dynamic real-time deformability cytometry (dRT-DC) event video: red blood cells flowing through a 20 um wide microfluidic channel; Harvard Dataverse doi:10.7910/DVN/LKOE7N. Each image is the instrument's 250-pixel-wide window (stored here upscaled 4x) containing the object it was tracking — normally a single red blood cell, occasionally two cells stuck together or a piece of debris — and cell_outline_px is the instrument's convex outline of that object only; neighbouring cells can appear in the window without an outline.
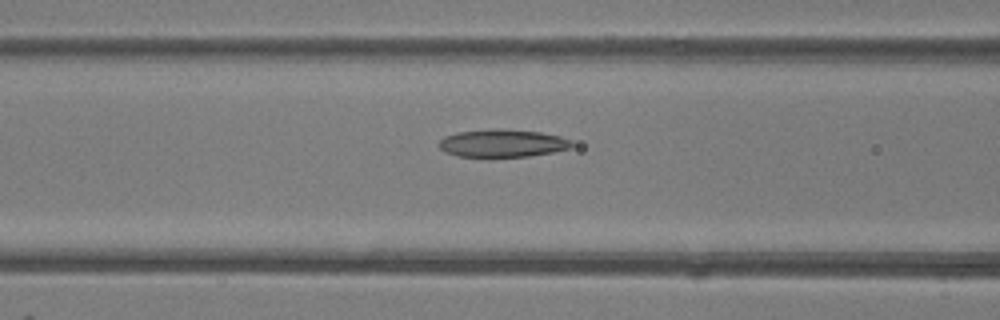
{"species": "common noctule bat (a hibernating species)", "species_latin": "Nyctalus noctula", "temperature_condition": "room temperature", "stored_images_in_passage": 27, "camera_frame_rate_fps": 3000, "um_per_image_px": 0.085, "animal": {"sex": "female"}, "frame": {"image": 1, "passage_image": 14, "time_ms": 4.333, "image_size_px": [1000, 320], "cell_outline_px": [[572, 148], [552, 152], [528, 156], [460, 156], [444, 152], [436, 144], [444, 136], [456, 132], [492, 128], [508, 128], [540, 132], [560, 136], [572, 140]], "centroid_in_image_um": [42.69, 12.15], "position_along_channel_um": 123.9, "area_um2": 21.68}}
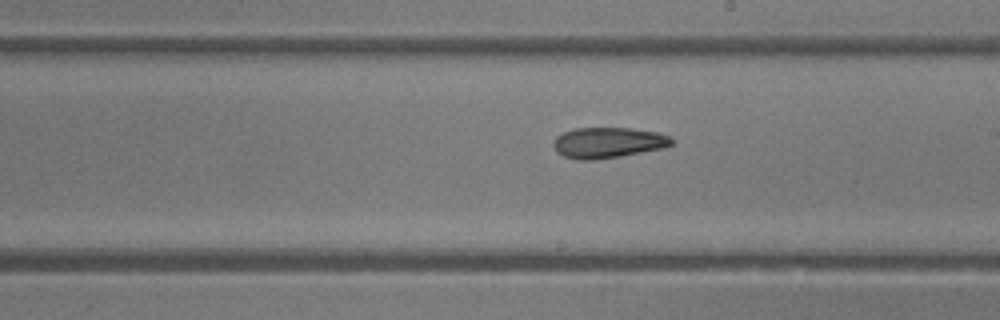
{"frame": {"image": 2, "passage_image": 22, "time_ms": 7.0, "image_size_px": [1000, 320], "cell_outline_px": [[672, 144], [664, 148], [620, 156], [596, 160], [576, 160], [564, 156], [556, 152], [552, 144], [556, 136], [564, 132], [576, 128], [632, 128], [656, 132], [668, 136], [672, 140]], "centroid_in_image_um": [51.64, 12.13], "position_along_channel_um": 237.4, "area_um2": 21.15}}
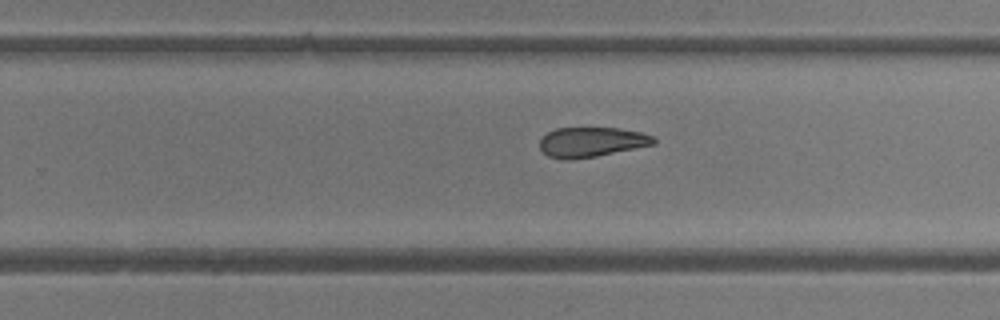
{"frame": {"image": 3, "passage_image": 25, "time_ms": 8.0, "image_size_px": [1000, 320], "cell_outline_px": [[656, 144], [596, 156], [572, 160], [564, 160], [548, 156], [540, 148], [540, 140], [548, 132], [556, 128], [620, 128], [640, 132], [652, 136], [656, 140]], "centroid_in_image_um": [50.27, 12.08], "position_along_channel_um": 279.5, "area_um2": 19.77}}